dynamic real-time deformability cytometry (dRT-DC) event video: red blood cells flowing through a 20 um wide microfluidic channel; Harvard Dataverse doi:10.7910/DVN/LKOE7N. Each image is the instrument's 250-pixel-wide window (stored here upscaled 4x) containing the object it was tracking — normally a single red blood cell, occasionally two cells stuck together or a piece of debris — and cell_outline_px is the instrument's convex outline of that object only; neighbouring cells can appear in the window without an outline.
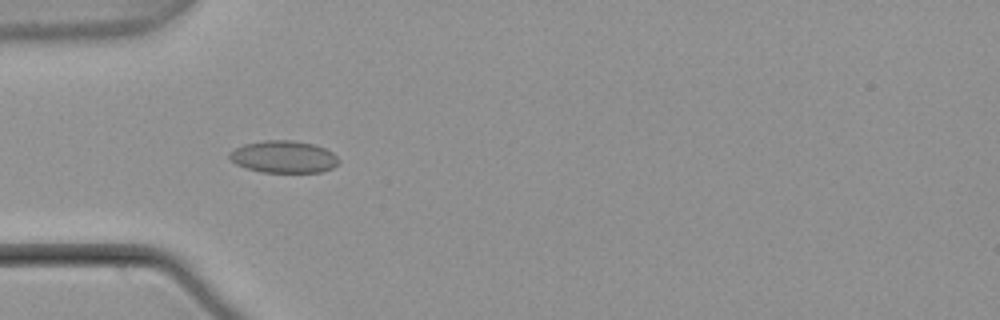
{"species": "common noctule bat (a hibernating species)", "species_latin": "Nyctalus noctula", "temperature_condition": "warm", "stored_images_in_passage": 6, "camera_frame_rate_fps": 3000, "um_per_image_px": 0.085, "animal": {"sex": "male", "body_mass_g": 21.5, "forearm_length_mm": 52.0}, "frame": {"image": 1, "passage_image": 4, "time_ms": 1.0, "image_size_px": [1000, 320], "cell_outline_px": [[340, 160], [332, 168], [320, 172], [264, 172], [244, 168], [236, 164], [228, 156], [228, 152], [244, 144], [264, 140], [292, 140], [316, 144], [332, 152]], "centroid_in_image_um": [24.1, 13.32], "position_along_channel_um": 60.9, "area_um2": 20.52}}
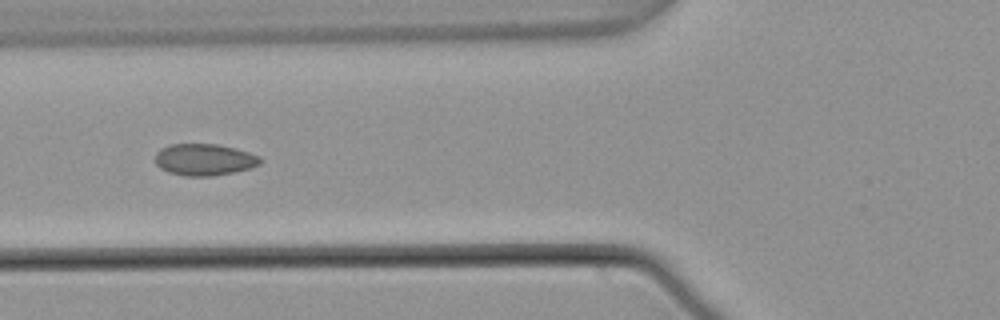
{"frame": {"image": 2, "passage_image": 5, "time_ms": 1.333, "image_size_px": [1000, 320], "cell_outline_px": [[264, 160], [260, 164], [248, 168], [232, 172], [212, 176], [184, 176], [168, 172], [160, 168], [156, 164], [156, 152], [160, 148], [172, 144], [216, 144], [236, 148], [260, 156]], "centroid_in_image_um": [17.36, 13.56], "position_along_channel_um": 108.4, "area_um2": 19.42}}
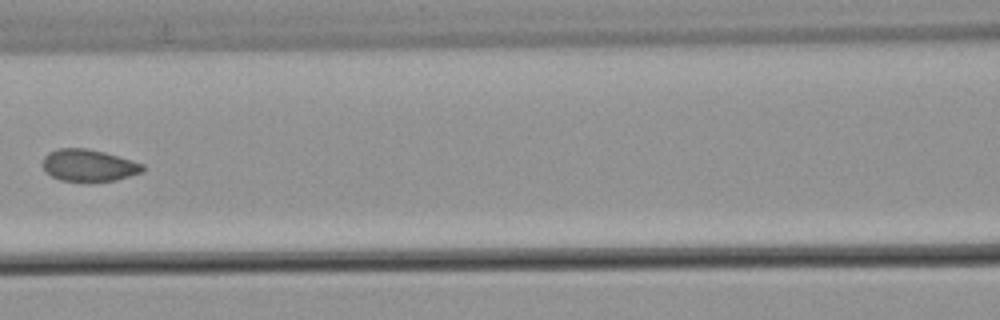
{"frame": {"image": 3, "passage_image": 6, "time_ms": 1.667, "image_size_px": [1000, 320], "cell_outline_px": [[144, 172], [116, 180], [88, 184], [60, 180], [52, 176], [44, 168], [44, 156], [48, 152], [60, 148], [88, 148], [104, 152], [144, 164]], "centroid_in_image_um": [7.57, 14.09], "position_along_channel_um": 159.0, "area_um2": 19.07}}